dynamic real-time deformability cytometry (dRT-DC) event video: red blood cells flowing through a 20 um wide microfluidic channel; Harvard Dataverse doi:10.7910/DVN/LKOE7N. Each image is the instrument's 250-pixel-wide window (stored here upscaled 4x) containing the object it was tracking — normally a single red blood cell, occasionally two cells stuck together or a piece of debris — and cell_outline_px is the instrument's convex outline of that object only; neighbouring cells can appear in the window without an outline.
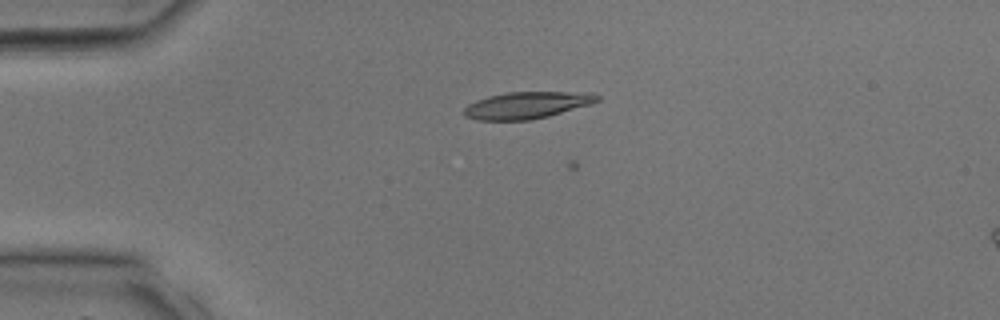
{"species": "common noctule bat (a hibernating species)", "species_latin": "Nyctalus noctula", "temperature_condition": "room temperature", "stored_images_in_passage": 13, "camera_frame_rate_fps": 3000, "um_per_image_px": 0.085, "animal": {"sex": "male", "body_mass_g": 17.9, "forearm_length_mm": 54.2}, "frame": {"image": 1, "passage_image": 9, "time_ms": 2.667, "image_size_px": [1000, 320], "cell_outline_px": [[600, 100], [592, 104], [548, 116], [528, 120], [476, 120], [464, 116], [464, 108], [468, 104], [476, 100], [488, 96], [508, 92], [588, 92], [600, 96]], "centroid_in_image_um": [44.79, 8.94], "position_along_channel_um": 40.2, "area_um2": 20.87}}